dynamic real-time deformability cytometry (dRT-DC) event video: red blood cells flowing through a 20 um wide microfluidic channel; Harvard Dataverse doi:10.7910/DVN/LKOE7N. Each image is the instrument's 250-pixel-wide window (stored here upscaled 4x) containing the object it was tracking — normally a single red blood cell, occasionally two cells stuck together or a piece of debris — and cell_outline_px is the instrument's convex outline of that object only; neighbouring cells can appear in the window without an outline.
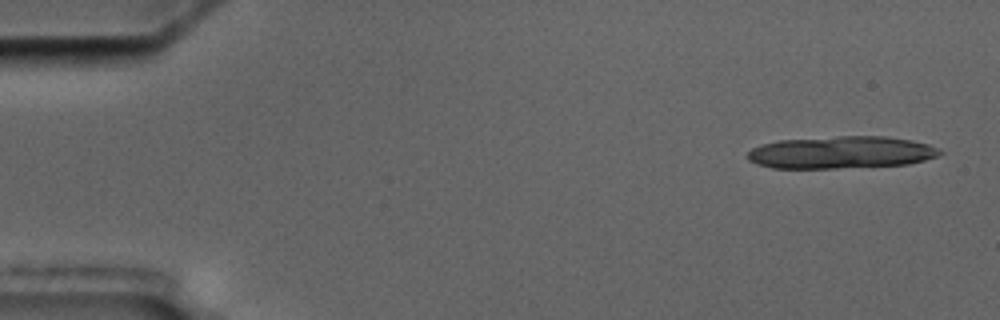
{"species": "common noctule bat (a hibernating species)", "species_latin": "Nyctalus noctula", "temperature_condition": "cold", "stored_images_in_passage": 4, "camera_frame_rate_fps": 3000, "um_per_image_px": 0.085, "animal": {"sex": "male", "body_mass_g": 17.5, "forearm_length_mm": 52.3}, "frame": {"image": 1, "passage_image": 1, "time_ms": 0.0, "image_size_px": [1000, 320], "cell_outline_px": [[944, 152], [940, 156], [908, 164], [836, 168], [772, 168], [756, 164], [748, 160], [748, 152], [752, 148], [760, 144], [780, 140], [840, 136], [884, 136], [912, 140], [928, 144], [940, 148]], "centroid_in_image_um": [71.52, 12.95], "position_along_channel_um": 13.5, "area_um2": 36.36}}